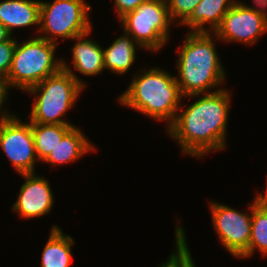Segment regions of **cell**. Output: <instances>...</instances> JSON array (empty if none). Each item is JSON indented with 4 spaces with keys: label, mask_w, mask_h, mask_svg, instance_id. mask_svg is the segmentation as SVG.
Returning <instances> with one entry per match:
<instances>
[{
    "label": "cell",
    "mask_w": 267,
    "mask_h": 267,
    "mask_svg": "<svg viewBox=\"0 0 267 267\" xmlns=\"http://www.w3.org/2000/svg\"><path fill=\"white\" fill-rule=\"evenodd\" d=\"M212 91L200 94L204 96L186 109L180 106L174 122L166 129L171 139L179 144L182 154L203 158L209 152L225 150L227 146L232 94L224 87Z\"/></svg>",
    "instance_id": "6da1fadb"
},
{
    "label": "cell",
    "mask_w": 267,
    "mask_h": 267,
    "mask_svg": "<svg viewBox=\"0 0 267 267\" xmlns=\"http://www.w3.org/2000/svg\"><path fill=\"white\" fill-rule=\"evenodd\" d=\"M214 40H219L214 33L188 31L179 47L176 81L183 98L211 93L226 80Z\"/></svg>",
    "instance_id": "7a4b0ae2"
},
{
    "label": "cell",
    "mask_w": 267,
    "mask_h": 267,
    "mask_svg": "<svg viewBox=\"0 0 267 267\" xmlns=\"http://www.w3.org/2000/svg\"><path fill=\"white\" fill-rule=\"evenodd\" d=\"M182 97L176 76L161 67H152L133 76L118 102L152 119L167 121L168 128L175 120Z\"/></svg>",
    "instance_id": "3957f363"
},
{
    "label": "cell",
    "mask_w": 267,
    "mask_h": 267,
    "mask_svg": "<svg viewBox=\"0 0 267 267\" xmlns=\"http://www.w3.org/2000/svg\"><path fill=\"white\" fill-rule=\"evenodd\" d=\"M72 71L70 64L62 58V68L40 83L26 90L34 95L29 114L31 123L73 125L63 119L74 107L87 84ZM36 95V96H35Z\"/></svg>",
    "instance_id": "277c9868"
},
{
    "label": "cell",
    "mask_w": 267,
    "mask_h": 267,
    "mask_svg": "<svg viewBox=\"0 0 267 267\" xmlns=\"http://www.w3.org/2000/svg\"><path fill=\"white\" fill-rule=\"evenodd\" d=\"M56 43L39 36L31 37L15 46L7 84L12 88L28 90L62 68V58H55Z\"/></svg>",
    "instance_id": "5b68a950"
},
{
    "label": "cell",
    "mask_w": 267,
    "mask_h": 267,
    "mask_svg": "<svg viewBox=\"0 0 267 267\" xmlns=\"http://www.w3.org/2000/svg\"><path fill=\"white\" fill-rule=\"evenodd\" d=\"M91 7L85 0L40 1L38 36L59 44L58 37L70 40L91 31Z\"/></svg>",
    "instance_id": "8992f818"
},
{
    "label": "cell",
    "mask_w": 267,
    "mask_h": 267,
    "mask_svg": "<svg viewBox=\"0 0 267 267\" xmlns=\"http://www.w3.org/2000/svg\"><path fill=\"white\" fill-rule=\"evenodd\" d=\"M119 21L122 29L135 40L140 49L157 52L170 39L173 22L166 0H147Z\"/></svg>",
    "instance_id": "52a82bcc"
},
{
    "label": "cell",
    "mask_w": 267,
    "mask_h": 267,
    "mask_svg": "<svg viewBox=\"0 0 267 267\" xmlns=\"http://www.w3.org/2000/svg\"><path fill=\"white\" fill-rule=\"evenodd\" d=\"M23 122L15 113L9 116L0 130V149L4 152L17 174L35 173V144L31 122Z\"/></svg>",
    "instance_id": "ba28073f"
},
{
    "label": "cell",
    "mask_w": 267,
    "mask_h": 267,
    "mask_svg": "<svg viewBox=\"0 0 267 267\" xmlns=\"http://www.w3.org/2000/svg\"><path fill=\"white\" fill-rule=\"evenodd\" d=\"M209 205L218 239L226 251L239 258L249 247L252 203L248 205L249 212L246 213L215 201H211Z\"/></svg>",
    "instance_id": "9c48e42d"
},
{
    "label": "cell",
    "mask_w": 267,
    "mask_h": 267,
    "mask_svg": "<svg viewBox=\"0 0 267 267\" xmlns=\"http://www.w3.org/2000/svg\"><path fill=\"white\" fill-rule=\"evenodd\" d=\"M267 33V21L237 0L224 15L214 34L223 42L254 45Z\"/></svg>",
    "instance_id": "30bf717a"
},
{
    "label": "cell",
    "mask_w": 267,
    "mask_h": 267,
    "mask_svg": "<svg viewBox=\"0 0 267 267\" xmlns=\"http://www.w3.org/2000/svg\"><path fill=\"white\" fill-rule=\"evenodd\" d=\"M25 182L20 186L16 202L10 208L19 218L43 217L52 210L54 194L49 180L36 173L21 174Z\"/></svg>",
    "instance_id": "8fae6325"
},
{
    "label": "cell",
    "mask_w": 267,
    "mask_h": 267,
    "mask_svg": "<svg viewBox=\"0 0 267 267\" xmlns=\"http://www.w3.org/2000/svg\"><path fill=\"white\" fill-rule=\"evenodd\" d=\"M91 32L92 30L72 39L75 41L71 47L72 65L85 76H97L105 70L103 47L99 42L87 38Z\"/></svg>",
    "instance_id": "7c38bea8"
},
{
    "label": "cell",
    "mask_w": 267,
    "mask_h": 267,
    "mask_svg": "<svg viewBox=\"0 0 267 267\" xmlns=\"http://www.w3.org/2000/svg\"><path fill=\"white\" fill-rule=\"evenodd\" d=\"M40 0L0 1V22L13 34L14 29L39 26Z\"/></svg>",
    "instance_id": "4fadbf2b"
},
{
    "label": "cell",
    "mask_w": 267,
    "mask_h": 267,
    "mask_svg": "<svg viewBox=\"0 0 267 267\" xmlns=\"http://www.w3.org/2000/svg\"><path fill=\"white\" fill-rule=\"evenodd\" d=\"M237 0H201L191 16L182 24L190 32L214 33L220 26L224 15ZM208 25L209 27H205Z\"/></svg>",
    "instance_id": "5bb4252c"
},
{
    "label": "cell",
    "mask_w": 267,
    "mask_h": 267,
    "mask_svg": "<svg viewBox=\"0 0 267 267\" xmlns=\"http://www.w3.org/2000/svg\"><path fill=\"white\" fill-rule=\"evenodd\" d=\"M98 150L80 128L74 126L42 162L52 166L70 164L89 152Z\"/></svg>",
    "instance_id": "9a60e30c"
},
{
    "label": "cell",
    "mask_w": 267,
    "mask_h": 267,
    "mask_svg": "<svg viewBox=\"0 0 267 267\" xmlns=\"http://www.w3.org/2000/svg\"><path fill=\"white\" fill-rule=\"evenodd\" d=\"M140 46L123 30V35L116 38L108 48L103 49L104 68L113 74H126L134 65L136 50Z\"/></svg>",
    "instance_id": "2e32d148"
},
{
    "label": "cell",
    "mask_w": 267,
    "mask_h": 267,
    "mask_svg": "<svg viewBox=\"0 0 267 267\" xmlns=\"http://www.w3.org/2000/svg\"><path fill=\"white\" fill-rule=\"evenodd\" d=\"M75 241L64 234L58 225H52L49 238L43 248L41 267H70L72 246Z\"/></svg>",
    "instance_id": "e0dca14e"
},
{
    "label": "cell",
    "mask_w": 267,
    "mask_h": 267,
    "mask_svg": "<svg viewBox=\"0 0 267 267\" xmlns=\"http://www.w3.org/2000/svg\"><path fill=\"white\" fill-rule=\"evenodd\" d=\"M76 125L31 123L35 152L39 162H43L58 142Z\"/></svg>",
    "instance_id": "ac0fdd59"
},
{
    "label": "cell",
    "mask_w": 267,
    "mask_h": 267,
    "mask_svg": "<svg viewBox=\"0 0 267 267\" xmlns=\"http://www.w3.org/2000/svg\"><path fill=\"white\" fill-rule=\"evenodd\" d=\"M252 203L251 237L248 249L239 259L250 258L256 251L267 256V206L258 203L255 198Z\"/></svg>",
    "instance_id": "d6986e66"
},
{
    "label": "cell",
    "mask_w": 267,
    "mask_h": 267,
    "mask_svg": "<svg viewBox=\"0 0 267 267\" xmlns=\"http://www.w3.org/2000/svg\"><path fill=\"white\" fill-rule=\"evenodd\" d=\"M174 230L176 236V249L170 254L166 262L158 265V267H196L191 253L189 251L186 233L180 225L176 224Z\"/></svg>",
    "instance_id": "ffe728a7"
},
{
    "label": "cell",
    "mask_w": 267,
    "mask_h": 267,
    "mask_svg": "<svg viewBox=\"0 0 267 267\" xmlns=\"http://www.w3.org/2000/svg\"><path fill=\"white\" fill-rule=\"evenodd\" d=\"M169 16L174 23L182 25L193 13L201 0H166Z\"/></svg>",
    "instance_id": "44dd1931"
},
{
    "label": "cell",
    "mask_w": 267,
    "mask_h": 267,
    "mask_svg": "<svg viewBox=\"0 0 267 267\" xmlns=\"http://www.w3.org/2000/svg\"><path fill=\"white\" fill-rule=\"evenodd\" d=\"M16 37H11L8 41L0 43V75L7 77L17 44Z\"/></svg>",
    "instance_id": "7402d4cb"
},
{
    "label": "cell",
    "mask_w": 267,
    "mask_h": 267,
    "mask_svg": "<svg viewBox=\"0 0 267 267\" xmlns=\"http://www.w3.org/2000/svg\"><path fill=\"white\" fill-rule=\"evenodd\" d=\"M147 0H114V8L120 20L127 13L134 11L139 5Z\"/></svg>",
    "instance_id": "603a6c76"
},
{
    "label": "cell",
    "mask_w": 267,
    "mask_h": 267,
    "mask_svg": "<svg viewBox=\"0 0 267 267\" xmlns=\"http://www.w3.org/2000/svg\"><path fill=\"white\" fill-rule=\"evenodd\" d=\"M9 88L6 77L0 75V115H13L10 111H6L3 104L6 107Z\"/></svg>",
    "instance_id": "cb8c5ba5"
},
{
    "label": "cell",
    "mask_w": 267,
    "mask_h": 267,
    "mask_svg": "<svg viewBox=\"0 0 267 267\" xmlns=\"http://www.w3.org/2000/svg\"><path fill=\"white\" fill-rule=\"evenodd\" d=\"M254 3V7L250 6L246 3L240 2L242 5H244L246 8L251 9L255 11L257 14H259L265 21H267V0H252Z\"/></svg>",
    "instance_id": "d4e9b609"
},
{
    "label": "cell",
    "mask_w": 267,
    "mask_h": 267,
    "mask_svg": "<svg viewBox=\"0 0 267 267\" xmlns=\"http://www.w3.org/2000/svg\"><path fill=\"white\" fill-rule=\"evenodd\" d=\"M12 37V34L8 29L0 22V43L8 41Z\"/></svg>",
    "instance_id": "484cf974"
},
{
    "label": "cell",
    "mask_w": 267,
    "mask_h": 267,
    "mask_svg": "<svg viewBox=\"0 0 267 267\" xmlns=\"http://www.w3.org/2000/svg\"><path fill=\"white\" fill-rule=\"evenodd\" d=\"M267 185V184H266ZM264 192L265 193H257L256 195V197H255V200L258 202V203H260V204H262V205H266L267 206V188H266V190H264Z\"/></svg>",
    "instance_id": "4316f807"
},
{
    "label": "cell",
    "mask_w": 267,
    "mask_h": 267,
    "mask_svg": "<svg viewBox=\"0 0 267 267\" xmlns=\"http://www.w3.org/2000/svg\"><path fill=\"white\" fill-rule=\"evenodd\" d=\"M11 115H0V130H1V127L4 123V121Z\"/></svg>",
    "instance_id": "83f0119b"
}]
</instances>
